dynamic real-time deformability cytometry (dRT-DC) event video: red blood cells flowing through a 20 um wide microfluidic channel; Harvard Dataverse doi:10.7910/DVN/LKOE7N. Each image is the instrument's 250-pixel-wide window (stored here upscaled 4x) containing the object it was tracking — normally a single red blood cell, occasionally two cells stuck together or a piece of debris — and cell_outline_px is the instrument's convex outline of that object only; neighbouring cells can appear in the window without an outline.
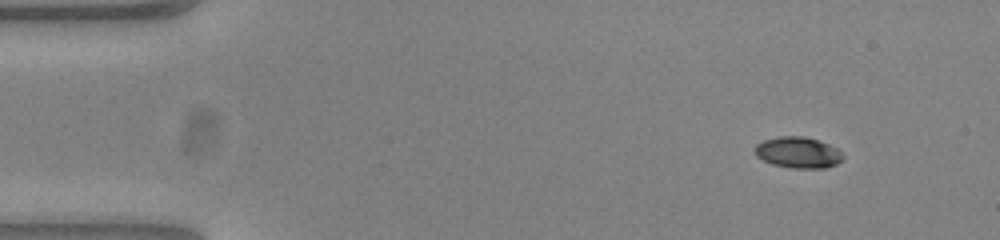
{"species": "common noctule bat (a hibernating species)", "species_latin": "Nyctalus noctula", "temperature_condition": "warm", "stored_images_in_passage": 49, "camera_frame_rate_fps": 3000, "um_per_image_px": 0.085, "animal": {"sex": "female", "body_mass_g": 23.0, "forearm_length_mm": 53.4}, "frame": {"image": 1, "passage_image": 1, "time_ms": 0.0, "image_size_px": [1000, 240], "cell_outline_px": [[844, 160], [836, 164], [824, 168], [792, 168], [772, 164], [756, 156], [752, 152], [752, 148], [756, 144], [764, 140], [780, 136], [804, 136], [828, 144], [836, 148], [844, 156]], "centroid_in_image_um": [67.8, 12.96], "position_along_channel_um": 17.2, "area_um2": 16.07}}
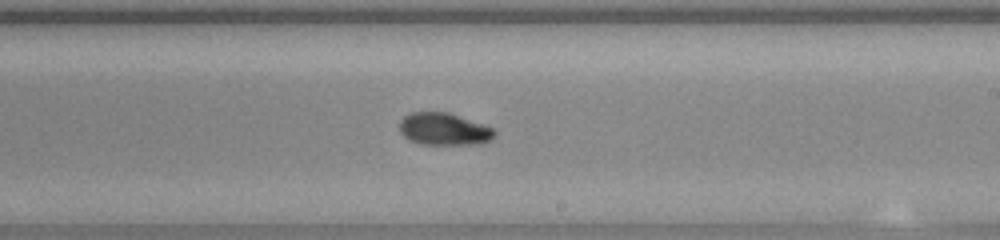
{"frame": {"image": 2, "passage_image": 27, "time_ms": 8.667, "image_size_px": [1000, 240], "cell_outline_px": [[496, 132], [488, 140], [480, 144], [420, 144], [408, 140], [400, 132], [400, 120], [404, 116], [412, 112], [448, 112], [492, 128]], "centroid_in_image_um": [37.68, 10.97], "position_along_channel_um": 251.3, "area_um2": 17.63}}
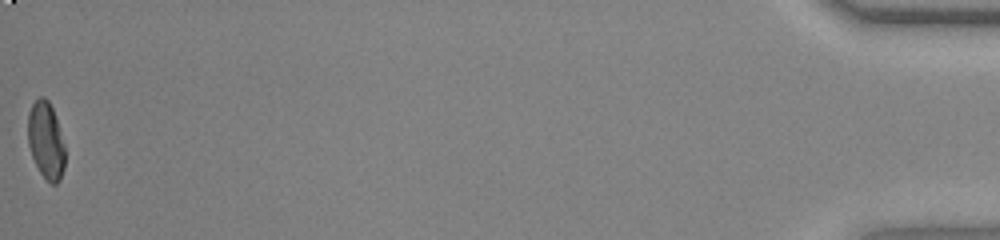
{"frame": {"image": 3, "passage_image": 49, "time_ms": 16.0, "image_size_px": [1000, 240], "cell_outline_px": [[64, 168], [60, 180], [56, 184], [52, 184], [40, 172], [32, 156], [28, 144], [28, 112], [32, 104], [40, 96], [44, 96], [48, 100], [52, 108], [64, 144]], "centroid_in_image_um": [3.89, 11.93], "position_along_channel_um": 431.3, "area_um2": 16.42}, "authors_computed_cell_mechanics": {"area_um2": 17.2244, "velocity_mm_per_s": 3.8613, "shape_relaxation_time_tau1_ms": 2.7562, "shape_relaxation_time_tau2_ms": 3.5615, "deformation_change_tau1": 0.1566, "deformation_change_tau2": 0.0635}}